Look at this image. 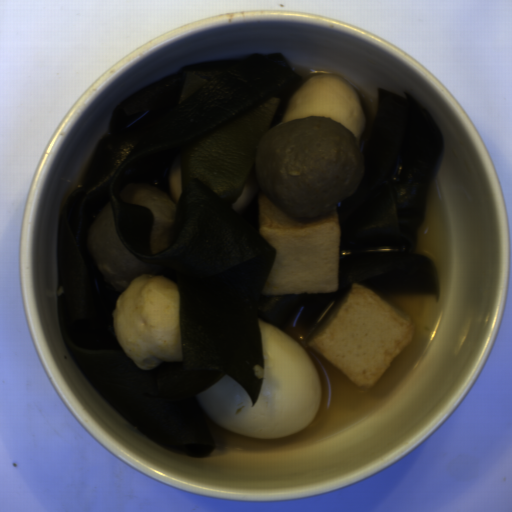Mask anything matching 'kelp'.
<instances>
[{"label": "kelp", "instance_id": "99668d17", "mask_svg": "<svg viewBox=\"0 0 512 512\" xmlns=\"http://www.w3.org/2000/svg\"><path fill=\"white\" fill-rule=\"evenodd\" d=\"M301 77L283 53L189 63L130 92L113 110L88 182L63 202L56 235L55 293L59 333L94 392L155 443L199 457L215 443L196 394L224 376L256 404L264 380L257 318L281 328L311 301H341L352 284L375 292L435 294L430 260L413 254L416 229L442 148L443 134L414 97L379 89L364 173L349 199L334 207L339 228L337 290L261 295L276 250L260 236L256 173L259 143L283 123ZM179 154L182 192L174 241L152 255L150 210L120 199L131 182L170 197ZM256 194L245 211L231 205L246 178ZM111 203L122 245L150 274L181 294L183 361L143 370L117 342L112 312L122 290L101 278L86 235Z\"/></svg>", "mask_w": 512, "mask_h": 512}]
</instances>
